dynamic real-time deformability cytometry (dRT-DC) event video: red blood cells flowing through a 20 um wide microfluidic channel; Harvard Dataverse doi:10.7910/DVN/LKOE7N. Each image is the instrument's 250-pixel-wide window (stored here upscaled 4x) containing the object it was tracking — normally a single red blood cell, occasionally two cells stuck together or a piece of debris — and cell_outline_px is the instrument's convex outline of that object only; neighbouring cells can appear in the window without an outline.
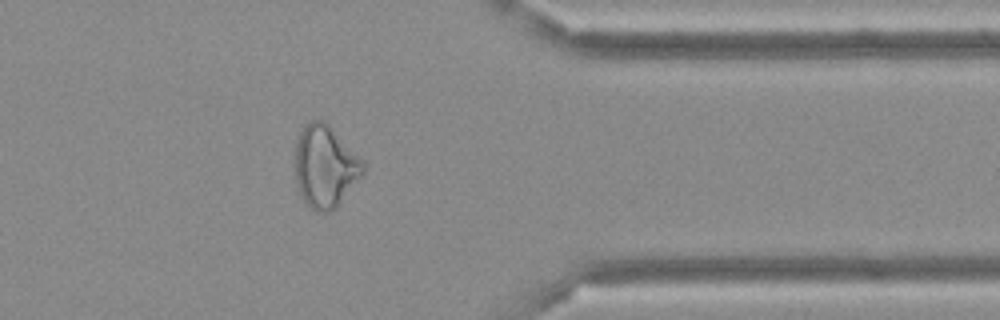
{"species": "Egyptian fruit bat (a non-hibernating species)", "species_latin": "Rousettus aegyptiacus", "temperature_condition": "cold", "stored_images_in_passage": 34, "camera_frame_rate_fps": 3000, "um_per_image_px": 0.085, "frame": {"image": 1, "passage_image": 25, "time_ms": 8.0, "image_size_px": [1000, 320], "cell_outline_px": [[364, 172], [336, 208], [328, 212], [316, 212], [300, 196], [296, 184], [292, 164], [292, 160], [296, 140], [304, 124], [312, 120], [324, 120], [364, 160]], "centroid_in_image_um": [27.58, 14.13], "position_along_channel_um": 383.8, "area_um2": 33.18}}